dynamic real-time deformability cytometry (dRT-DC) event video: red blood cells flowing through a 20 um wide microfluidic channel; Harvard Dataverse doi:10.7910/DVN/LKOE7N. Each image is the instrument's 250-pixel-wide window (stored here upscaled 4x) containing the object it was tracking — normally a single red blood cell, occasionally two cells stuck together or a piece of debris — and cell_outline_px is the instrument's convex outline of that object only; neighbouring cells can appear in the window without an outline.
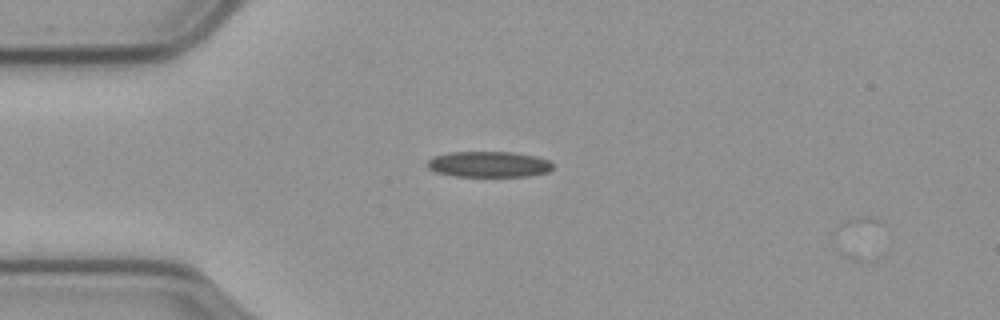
{"species": "common noctule bat (a hibernating species)", "species_latin": "Nyctalus noctula", "temperature_condition": "cold", "stored_images_in_passage": 3, "camera_frame_rate_fps": 3000, "um_per_image_px": 0.085, "animal": {"sex": "male", "body_mass_g": 23.1, "forearm_length_mm": 52.7}, "frame": {"image": 1, "passage_image": 1, "time_ms": 0.0, "image_size_px": [1000, 320], "cell_outline_px": [[552, 168], [548, 172], [528, 176], [456, 176], [436, 172], [428, 168], [428, 160], [432, 156], [448, 152], [512, 152], [536, 156], [548, 160], [552, 164]], "centroid_in_image_um": [41.53, 13.96], "position_along_channel_um": 43.5, "area_um2": 18.84}}